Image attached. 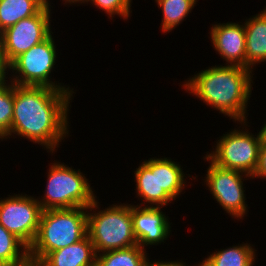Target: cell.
Masks as SVG:
<instances>
[{"mask_svg":"<svg viewBox=\"0 0 266 266\" xmlns=\"http://www.w3.org/2000/svg\"><path fill=\"white\" fill-rule=\"evenodd\" d=\"M73 93V90L14 84L11 130L1 140L15 134L54 153L59 143L69 135L68 112Z\"/></svg>","mask_w":266,"mask_h":266,"instance_id":"1","label":"cell"},{"mask_svg":"<svg viewBox=\"0 0 266 266\" xmlns=\"http://www.w3.org/2000/svg\"><path fill=\"white\" fill-rule=\"evenodd\" d=\"M252 71L235 65H215L194 74L181 86L219 113L248 126L246 109L252 92Z\"/></svg>","mask_w":266,"mask_h":266,"instance_id":"2","label":"cell"},{"mask_svg":"<svg viewBox=\"0 0 266 266\" xmlns=\"http://www.w3.org/2000/svg\"><path fill=\"white\" fill-rule=\"evenodd\" d=\"M87 208L42 210L36 238L29 247L30 263L38 264L48 253L70 246L88 234Z\"/></svg>","mask_w":266,"mask_h":266,"instance_id":"3","label":"cell"},{"mask_svg":"<svg viewBox=\"0 0 266 266\" xmlns=\"http://www.w3.org/2000/svg\"><path fill=\"white\" fill-rule=\"evenodd\" d=\"M183 169L171 158H150L134 171L136 195L142 198V207H163L176 200L186 186ZM148 204H146V203Z\"/></svg>","mask_w":266,"mask_h":266,"instance_id":"4","label":"cell"},{"mask_svg":"<svg viewBox=\"0 0 266 266\" xmlns=\"http://www.w3.org/2000/svg\"><path fill=\"white\" fill-rule=\"evenodd\" d=\"M98 203L95 199L87 207V210L91 211L87 212L88 236L96 254L138 245L133 231L131 204H113L97 211L96 209L100 208Z\"/></svg>","mask_w":266,"mask_h":266,"instance_id":"5","label":"cell"},{"mask_svg":"<svg viewBox=\"0 0 266 266\" xmlns=\"http://www.w3.org/2000/svg\"><path fill=\"white\" fill-rule=\"evenodd\" d=\"M48 171L45 196L37 198L42 210L87 208L96 199L80 169L56 161L51 163Z\"/></svg>","mask_w":266,"mask_h":266,"instance_id":"6","label":"cell"},{"mask_svg":"<svg viewBox=\"0 0 266 266\" xmlns=\"http://www.w3.org/2000/svg\"><path fill=\"white\" fill-rule=\"evenodd\" d=\"M56 45L52 34L43 42L16 57L8 66L15 74L10 81L19 86H46L58 90H74L53 82L51 72L56 64ZM18 74V75H16Z\"/></svg>","mask_w":266,"mask_h":266,"instance_id":"7","label":"cell"},{"mask_svg":"<svg viewBox=\"0 0 266 266\" xmlns=\"http://www.w3.org/2000/svg\"><path fill=\"white\" fill-rule=\"evenodd\" d=\"M231 130L223 134L214 146L215 150L206 156L216 165L239 171L253 177L258 164L259 149L262 141V131L257 135L249 130Z\"/></svg>","mask_w":266,"mask_h":266,"instance_id":"8","label":"cell"},{"mask_svg":"<svg viewBox=\"0 0 266 266\" xmlns=\"http://www.w3.org/2000/svg\"><path fill=\"white\" fill-rule=\"evenodd\" d=\"M51 7L46 4L36 15L24 18L0 33L1 56L6 66L51 35Z\"/></svg>","mask_w":266,"mask_h":266,"instance_id":"9","label":"cell"},{"mask_svg":"<svg viewBox=\"0 0 266 266\" xmlns=\"http://www.w3.org/2000/svg\"><path fill=\"white\" fill-rule=\"evenodd\" d=\"M204 159L210 161L204 182H206V187H208L213 198L231 217L238 219L245 217L248 212V205L245 201L243 181L247 177L253 178L242 172L220 167L207 156Z\"/></svg>","mask_w":266,"mask_h":266,"instance_id":"10","label":"cell"},{"mask_svg":"<svg viewBox=\"0 0 266 266\" xmlns=\"http://www.w3.org/2000/svg\"><path fill=\"white\" fill-rule=\"evenodd\" d=\"M41 213L37 199L27 194L9 195L0 200V224L28 248L36 238Z\"/></svg>","mask_w":266,"mask_h":266,"instance_id":"11","label":"cell"},{"mask_svg":"<svg viewBox=\"0 0 266 266\" xmlns=\"http://www.w3.org/2000/svg\"><path fill=\"white\" fill-rule=\"evenodd\" d=\"M133 231L138 245L144 247L164 242L171 233L168 216L161 207H143L131 205Z\"/></svg>","mask_w":266,"mask_h":266,"instance_id":"12","label":"cell"},{"mask_svg":"<svg viewBox=\"0 0 266 266\" xmlns=\"http://www.w3.org/2000/svg\"><path fill=\"white\" fill-rule=\"evenodd\" d=\"M210 38L214 49L226 65L246 68V37L244 24L227 22L215 23L210 28Z\"/></svg>","mask_w":266,"mask_h":266,"instance_id":"13","label":"cell"},{"mask_svg":"<svg viewBox=\"0 0 266 266\" xmlns=\"http://www.w3.org/2000/svg\"><path fill=\"white\" fill-rule=\"evenodd\" d=\"M96 252L88 234L80 241L48 253L38 266H96Z\"/></svg>","mask_w":266,"mask_h":266,"instance_id":"14","label":"cell"},{"mask_svg":"<svg viewBox=\"0 0 266 266\" xmlns=\"http://www.w3.org/2000/svg\"><path fill=\"white\" fill-rule=\"evenodd\" d=\"M246 37V69L266 62V7L244 22Z\"/></svg>","mask_w":266,"mask_h":266,"instance_id":"15","label":"cell"},{"mask_svg":"<svg viewBox=\"0 0 266 266\" xmlns=\"http://www.w3.org/2000/svg\"><path fill=\"white\" fill-rule=\"evenodd\" d=\"M49 0H0V33L20 20L36 15Z\"/></svg>","mask_w":266,"mask_h":266,"instance_id":"16","label":"cell"},{"mask_svg":"<svg viewBox=\"0 0 266 266\" xmlns=\"http://www.w3.org/2000/svg\"><path fill=\"white\" fill-rule=\"evenodd\" d=\"M255 251L250 243L238 244L210 254L198 266H253Z\"/></svg>","mask_w":266,"mask_h":266,"instance_id":"17","label":"cell"},{"mask_svg":"<svg viewBox=\"0 0 266 266\" xmlns=\"http://www.w3.org/2000/svg\"><path fill=\"white\" fill-rule=\"evenodd\" d=\"M146 250L139 245L107 251L96 256V266H151Z\"/></svg>","mask_w":266,"mask_h":266,"instance_id":"18","label":"cell"},{"mask_svg":"<svg viewBox=\"0 0 266 266\" xmlns=\"http://www.w3.org/2000/svg\"><path fill=\"white\" fill-rule=\"evenodd\" d=\"M29 248L0 224V266H26Z\"/></svg>","mask_w":266,"mask_h":266,"instance_id":"19","label":"cell"},{"mask_svg":"<svg viewBox=\"0 0 266 266\" xmlns=\"http://www.w3.org/2000/svg\"><path fill=\"white\" fill-rule=\"evenodd\" d=\"M162 10L161 30L169 33L184 21L198 0H155Z\"/></svg>","mask_w":266,"mask_h":266,"instance_id":"20","label":"cell"},{"mask_svg":"<svg viewBox=\"0 0 266 266\" xmlns=\"http://www.w3.org/2000/svg\"><path fill=\"white\" fill-rule=\"evenodd\" d=\"M7 78L0 79V139L11 130L14 112V84H7Z\"/></svg>","mask_w":266,"mask_h":266,"instance_id":"21","label":"cell"},{"mask_svg":"<svg viewBox=\"0 0 266 266\" xmlns=\"http://www.w3.org/2000/svg\"><path fill=\"white\" fill-rule=\"evenodd\" d=\"M85 2H90L102 11H105L111 17V20L114 15H119V17L126 20L131 16L130 13H132L130 10L132 0H86Z\"/></svg>","mask_w":266,"mask_h":266,"instance_id":"22","label":"cell"},{"mask_svg":"<svg viewBox=\"0 0 266 266\" xmlns=\"http://www.w3.org/2000/svg\"><path fill=\"white\" fill-rule=\"evenodd\" d=\"M252 178L266 179V138L263 135L259 149L258 164Z\"/></svg>","mask_w":266,"mask_h":266,"instance_id":"23","label":"cell"},{"mask_svg":"<svg viewBox=\"0 0 266 266\" xmlns=\"http://www.w3.org/2000/svg\"><path fill=\"white\" fill-rule=\"evenodd\" d=\"M6 75H8L7 66L3 62L0 49V79L4 78Z\"/></svg>","mask_w":266,"mask_h":266,"instance_id":"24","label":"cell"},{"mask_svg":"<svg viewBox=\"0 0 266 266\" xmlns=\"http://www.w3.org/2000/svg\"><path fill=\"white\" fill-rule=\"evenodd\" d=\"M166 266H186V264L184 262H180V261H166Z\"/></svg>","mask_w":266,"mask_h":266,"instance_id":"25","label":"cell"},{"mask_svg":"<svg viewBox=\"0 0 266 266\" xmlns=\"http://www.w3.org/2000/svg\"><path fill=\"white\" fill-rule=\"evenodd\" d=\"M63 1H65L66 4L69 3L71 5L72 3H74V4L81 3L82 4V3H85L86 0H63Z\"/></svg>","mask_w":266,"mask_h":266,"instance_id":"26","label":"cell"},{"mask_svg":"<svg viewBox=\"0 0 266 266\" xmlns=\"http://www.w3.org/2000/svg\"><path fill=\"white\" fill-rule=\"evenodd\" d=\"M151 266H166V261H154V263Z\"/></svg>","mask_w":266,"mask_h":266,"instance_id":"27","label":"cell"},{"mask_svg":"<svg viewBox=\"0 0 266 266\" xmlns=\"http://www.w3.org/2000/svg\"><path fill=\"white\" fill-rule=\"evenodd\" d=\"M261 131H262V135L266 138V123L263 124Z\"/></svg>","mask_w":266,"mask_h":266,"instance_id":"28","label":"cell"},{"mask_svg":"<svg viewBox=\"0 0 266 266\" xmlns=\"http://www.w3.org/2000/svg\"><path fill=\"white\" fill-rule=\"evenodd\" d=\"M26 266H38L37 264H34V263H29L28 265Z\"/></svg>","mask_w":266,"mask_h":266,"instance_id":"29","label":"cell"}]
</instances>
